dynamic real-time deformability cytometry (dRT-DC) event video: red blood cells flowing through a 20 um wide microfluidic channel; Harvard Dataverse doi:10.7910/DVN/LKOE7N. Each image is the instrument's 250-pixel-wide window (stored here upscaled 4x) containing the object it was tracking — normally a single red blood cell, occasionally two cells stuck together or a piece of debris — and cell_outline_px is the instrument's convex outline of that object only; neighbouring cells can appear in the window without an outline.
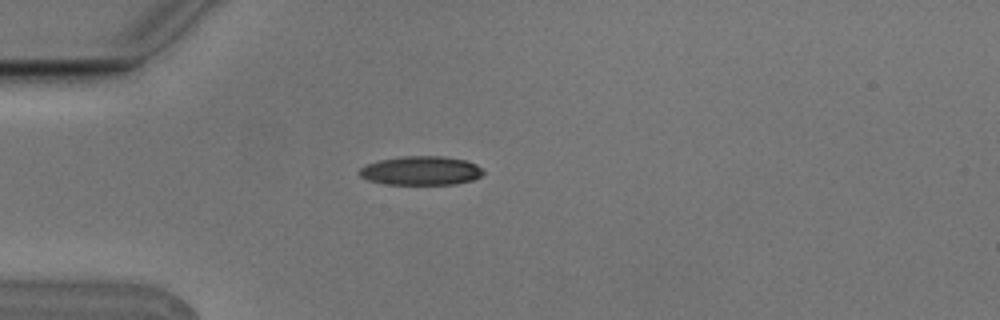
{"species": "Egyptian fruit bat (a non-hibernating species)", "species_latin": "Rousettus aegyptiacus", "temperature_condition": "cold", "stored_images_in_passage": 4, "camera_frame_rate_fps": 3000, "um_per_image_px": 0.085, "animal": {"sex": "male"}, "frame": {"image": 1, "passage_image": 4, "time_ms": 1.0, "image_size_px": [1000, 320], "cell_outline_px": [[484, 172], [480, 176], [472, 180], [456, 184], [388, 184], [368, 180], [360, 176], [356, 172], [360, 168], [368, 164], [380, 160], [404, 156], [444, 156], [464, 160], [476, 164]], "centroid_in_image_um": [35.77, 14.51], "position_along_channel_um": 49.2, "area_um2": 20.75}}